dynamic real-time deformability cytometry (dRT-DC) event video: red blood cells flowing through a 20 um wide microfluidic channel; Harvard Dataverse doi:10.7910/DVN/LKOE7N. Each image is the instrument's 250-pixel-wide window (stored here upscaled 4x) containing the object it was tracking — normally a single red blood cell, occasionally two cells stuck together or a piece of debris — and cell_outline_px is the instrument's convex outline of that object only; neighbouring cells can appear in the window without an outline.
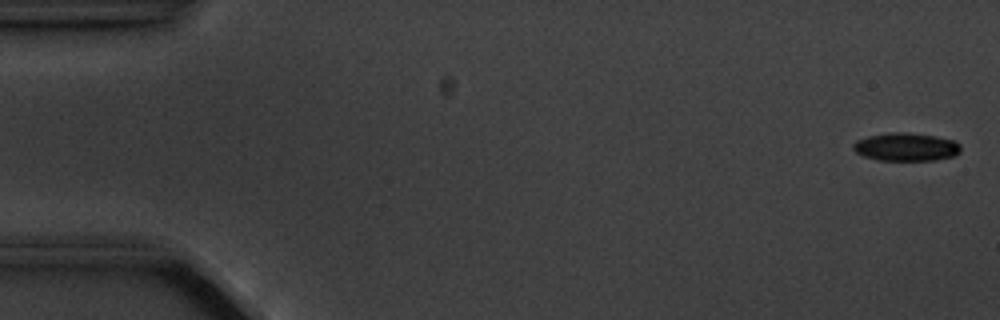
{"species": "common noctule bat (a hibernating species)", "species_latin": "Nyctalus noctula", "temperature_condition": "cold", "stored_images_in_passage": 5, "camera_frame_rate_fps": 3000, "um_per_image_px": 0.085, "animal": {"sex": "male", "body_mass_g": 20.1, "forearm_length_mm": 53.5}, "frame": {"image": 1, "passage_image": 1, "time_ms": 0.0, "image_size_px": [1000, 320], "cell_outline_px": [[960, 152], [952, 156], [936, 160], [880, 160], [864, 156], [856, 152], [852, 148], [852, 144], [856, 140], [868, 136], [892, 132], [904, 132], [936, 136], [952, 140], [960, 144]], "centroid_in_image_um": [76.99, 12.48], "position_along_channel_um": 8.0, "area_um2": 17.51}}